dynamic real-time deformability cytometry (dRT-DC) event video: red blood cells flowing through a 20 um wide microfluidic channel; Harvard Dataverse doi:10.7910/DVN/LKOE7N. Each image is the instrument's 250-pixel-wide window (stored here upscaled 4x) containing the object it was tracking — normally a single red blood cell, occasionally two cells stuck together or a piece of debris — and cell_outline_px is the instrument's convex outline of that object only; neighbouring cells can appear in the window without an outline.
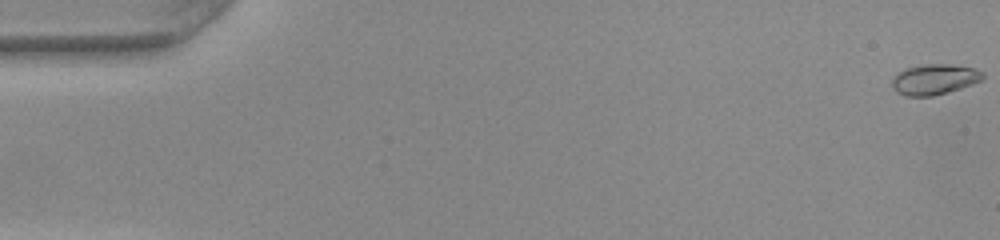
{"species": "common noctule bat (a hibernating species)", "species_latin": "Nyctalus noctula", "temperature_condition": "warm", "stored_images_in_passage": 51, "camera_frame_rate_fps": 3000, "um_per_image_px": 0.085, "animal": {"sex": "female", "body_mass_g": 22.0, "forearm_length_mm": 56.7}, "frame": {"image": 1, "passage_image": 1, "time_ms": 0.0, "image_size_px": [1000, 240], "cell_outline_px": [[984, 76], [980, 80], [972, 84], [948, 92], [932, 96], [904, 96], [896, 92], [892, 88], [892, 76], [896, 72], [904, 68], [920, 64], [952, 64], [976, 68], [984, 72]], "centroid_in_image_um": [79.38, 6.73], "position_along_channel_um": 5.6, "area_um2": 16.47}}
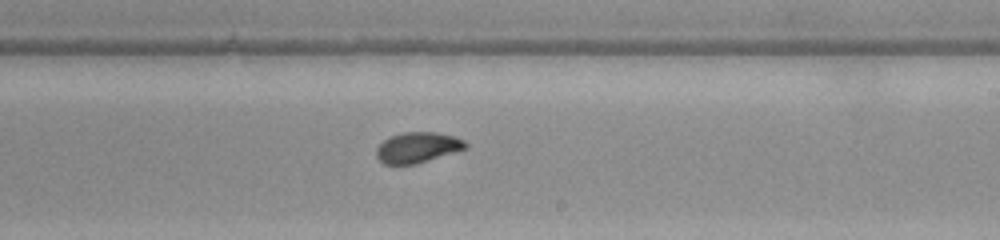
{"frame": {"image": 2, "passage_image": 31, "time_ms": 10.0, "image_size_px": [1000, 240], "cell_outline_px": [[468, 148], [416, 164], [384, 164], [376, 156], [376, 148], [388, 136], [400, 132], [436, 132], [452, 136], [464, 140], [468, 144]], "centroid_in_image_um": [35.48, 12.52], "position_along_channel_um": 253.5, "area_um2": 15.95}}
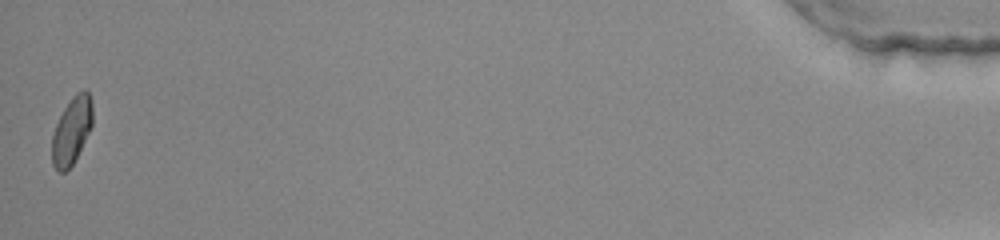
{"frame": {"image": 3, "passage_image": 51, "time_ms": 16.667, "image_size_px": [1000, 240], "cell_outline_px": [[92, 124], [72, 164], [64, 172], [60, 172], [52, 164], [52, 136], [56, 124], [64, 108], [72, 96], [76, 92], [84, 88], [88, 92], [92, 100]], "centroid_in_image_um": [6.09, 11.04], "position_along_channel_um": 429.1, "area_um2": 15.55}, "authors_computed_cell_mechanics": {"area_um2": 16.0684, "velocity_mm_per_s": 4.0796, "shape_relaxation_time_tau1_ms": 5.5437, "shape_relaxation_time_tau2_ms": 1.1998, "deformation_change_tau1": 0.1637, "deformation_change_tau2": 0.0474}}